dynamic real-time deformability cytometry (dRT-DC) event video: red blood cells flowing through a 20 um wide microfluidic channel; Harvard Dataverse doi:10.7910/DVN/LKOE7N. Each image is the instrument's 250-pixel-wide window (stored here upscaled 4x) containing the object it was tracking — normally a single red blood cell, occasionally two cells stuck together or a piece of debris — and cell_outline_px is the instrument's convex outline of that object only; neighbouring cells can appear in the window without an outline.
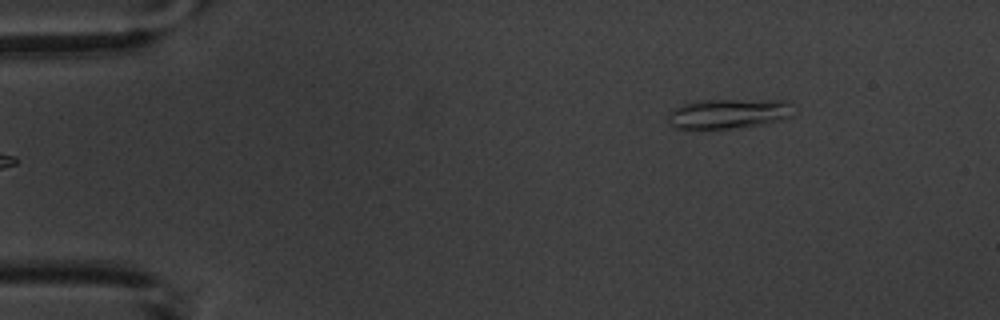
{"species": "common noctule bat (a hibernating species)", "species_latin": "Nyctalus noctula", "temperature_condition": "warm", "stored_images_in_passage": 6, "camera_frame_rate_fps": 3000, "um_per_image_px": 0.085, "animal": {"sex": "male", "body_mass_g": 20.1, "forearm_length_mm": 53.5}, "frame": {"image": 1, "passage_image": 6, "time_ms": 5.667, "image_size_px": [1000, 320], "cell_outline_px": [[792, 116], [780, 120], [760, 124], [728, 128], [672, 128], [668, 120], [668, 112], [672, 108], [684, 104], [700, 100], [788, 100]], "centroid_in_image_um": [61.87, 9.65], "position_along_channel_um": 23.1, "area_um2": 21.5}}